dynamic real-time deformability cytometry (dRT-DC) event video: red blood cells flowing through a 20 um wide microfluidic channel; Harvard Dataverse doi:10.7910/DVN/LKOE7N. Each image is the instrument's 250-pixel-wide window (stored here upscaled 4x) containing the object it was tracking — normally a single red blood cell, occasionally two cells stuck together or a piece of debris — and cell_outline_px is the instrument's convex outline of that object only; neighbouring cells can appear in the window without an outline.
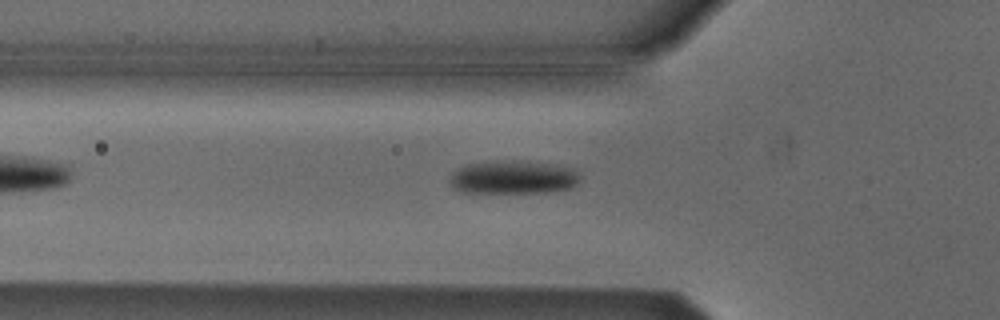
{"species": "Egyptian fruit bat (a non-hibernating species)", "species_latin": "Rousettus aegyptiacus", "temperature_condition": "cold", "stored_images_in_passage": 5, "camera_frame_rate_fps": 3000, "um_per_image_px": 0.085, "animal": {"sex": "male"}, "frame": {"image": 1, "passage_image": 5, "time_ms": 1.333, "image_size_px": [1000, 320], "cell_outline_px": [[580, 180], [572, 188], [548, 192], [460, 192], [452, 188], [448, 184], [448, 180], [452, 172], [468, 164], [540, 164], [572, 168], [580, 172]], "centroid_in_image_um": [43.61, 15.15], "position_along_channel_um": 82.2, "area_um2": 23.99}}